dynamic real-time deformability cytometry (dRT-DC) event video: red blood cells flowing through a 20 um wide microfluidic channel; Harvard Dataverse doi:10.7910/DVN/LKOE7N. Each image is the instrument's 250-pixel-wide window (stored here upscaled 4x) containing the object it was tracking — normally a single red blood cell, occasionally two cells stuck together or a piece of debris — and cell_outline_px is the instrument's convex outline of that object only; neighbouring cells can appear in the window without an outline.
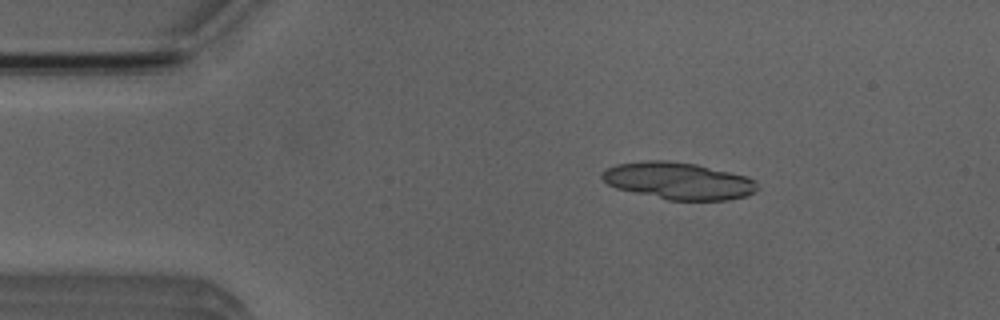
{"species": "Egyptian fruit bat (a non-hibernating species)", "species_latin": "Rousettus aegyptiacus", "temperature_condition": "room temperature", "stored_images_in_passage": 4, "camera_frame_rate_fps": 3000, "um_per_image_px": 0.085, "animal": {"sex": "male"}, "frame": {"image": 1, "passage_image": 3, "time_ms": 2.333, "image_size_px": [1000, 320], "cell_outline_px": [[760, 188], [756, 192], [744, 196], [728, 200], [668, 200], [616, 188], [608, 184], [600, 176], [608, 168], [616, 164], [648, 160], [664, 160], [696, 164], [744, 176], [756, 180]], "centroid_in_image_um": [57.69, 15.38], "position_along_channel_um": 27.3, "area_um2": 33.29}}